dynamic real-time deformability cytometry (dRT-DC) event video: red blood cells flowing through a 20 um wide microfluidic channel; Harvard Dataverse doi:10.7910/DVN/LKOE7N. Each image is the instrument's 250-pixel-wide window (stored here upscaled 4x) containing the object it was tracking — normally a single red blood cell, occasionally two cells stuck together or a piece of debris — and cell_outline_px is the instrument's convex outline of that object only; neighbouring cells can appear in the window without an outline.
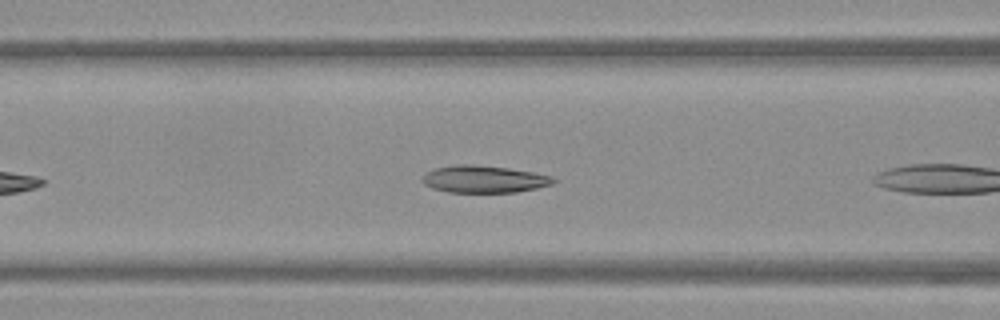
{"species": "Egyptian fruit bat (a non-hibernating species)", "species_latin": "Rousettus aegyptiacus", "temperature_condition": "warm", "stored_images_in_passage": 7, "camera_frame_rate_fps": 3000, "um_per_image_px": 0.085, "frame": {"image": 1, "passage_image": 6, "time_ms": 1.667, "image_size_px": [1000, 320], "cell_outline_px": [[556, 180], [552, 184], [536, 188], [516, 192], [448, 192], [432, 188], [424, 184], [420, 180], [428, 172], [436, 168], [456, 164], [472, 164], [508, 168], [532, 172], [552, 176]], "centroid_in_image_um": [41.13, 15.23], "position_along_channel_um": 125.5, "area_um2": 20.63}}